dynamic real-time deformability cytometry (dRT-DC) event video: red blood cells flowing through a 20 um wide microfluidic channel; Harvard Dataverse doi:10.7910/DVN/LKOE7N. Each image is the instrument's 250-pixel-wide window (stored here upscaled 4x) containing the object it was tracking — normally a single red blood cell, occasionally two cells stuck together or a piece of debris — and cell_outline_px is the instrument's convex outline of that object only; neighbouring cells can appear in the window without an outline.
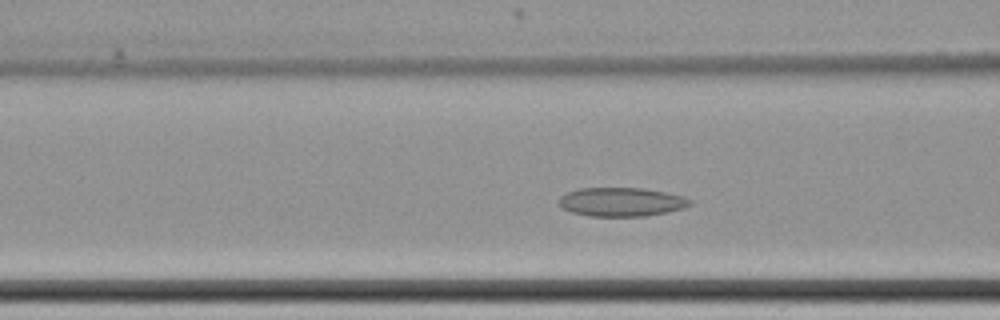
{"species": "common noctule bat (a hibernating species)", "species_latin": "Nyctalus noctula", "temperature_condition": "cold", "stored_images_in_passage": 54, "camera_frame_rate_fps": 3000, "um_per_image_px": 0.085, "animal": {"sex": "female", "body_mass_g": 22.7, "forearm_length_mm": 54.2}, "frame": {"image": 1, "passage_image": 18, "time_ms": 5.667, "image_size_px": [1000, 320], "cell_outline_px": [[692, 204], [684, 208], [668, 212], [644, 216], [588, 216], [572, 212], [564, 208], [560, 204], [560, 196], [568, 192], [580, 188], [644, 188], [684, 196], [692, 200]], "centroid_in_image_um": [52.86, 17.16], "position_along_channel_um": 113.7, "area_um2": 21.96}}
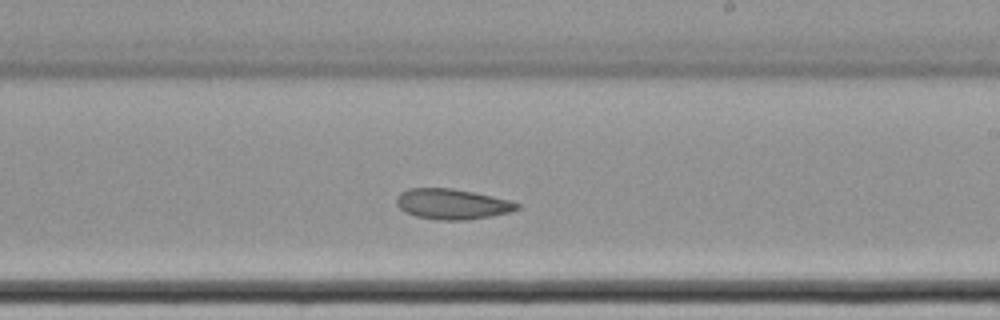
{"frame": {"image": 2, "passage_image": 30, "time_ms": 9.667, "image_size_px": [1000, 320], "cell_outline_px": [[520, 208], [508, 212], [488, 216], [464, 220], [436, 220], [416, 216], [404, 212], [396, 204], [396, 196], [400, 192], [408, 188], [452, 188], [492, 196], [508, 200], [520, 204]], "centroid_in_image_um": [38.37, 17.34], "position_along_channel_um": 250.6, "area_um2": 21.27}}
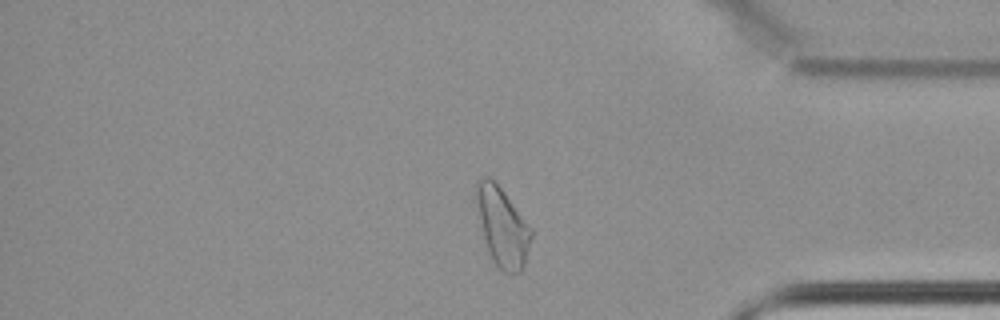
{"frame": {"image": 3, "passage_image": 44, "time_ms": 14.333, "image_size_px": [1000, 320], "cell_outline_px": [[532, 236], [524, 264], [520, 272], [504, 272], [492, 260], [484, 236], [480, 220], [476, 200], [476, 184], [484, 176], [488, 176], [500, 188], [532, 228]], "centroid_in_image_um": [42.72, 19.28], "position_along_channel_um": 392.5, "area_um2": 24.33}, "authors_computed_cell_mechanics": {"area_um2": 23.9003, "velocity_mm_per_s": 3.425, "shape_relaxation_time_tau1_ms": null, "shape_relaxation_time_tau2_ms": 7.3809, "deformation_change_tau1": null, "deformation_change_tau2": 0.1224}}